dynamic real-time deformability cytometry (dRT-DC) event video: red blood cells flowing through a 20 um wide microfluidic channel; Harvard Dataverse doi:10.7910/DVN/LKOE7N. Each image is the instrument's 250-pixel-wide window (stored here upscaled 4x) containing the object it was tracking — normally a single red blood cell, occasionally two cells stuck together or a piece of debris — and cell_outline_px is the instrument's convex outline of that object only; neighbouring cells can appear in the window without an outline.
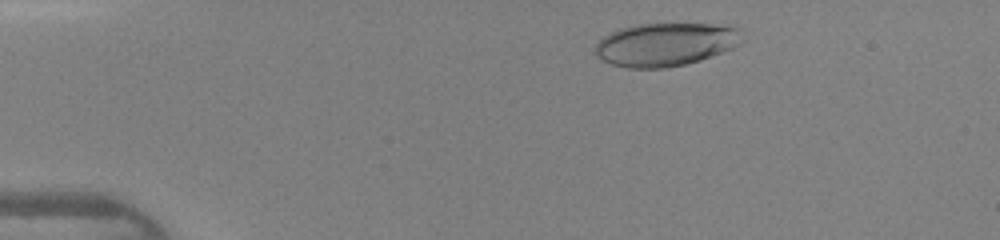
{"species": "human", "species_latin": "Homo sapiens", "temperature_condition": "warm", "stored_images_in_passage": 42, "camera_frame_rate_fps": 3000, "um_per_image_px": 0.085, "donor": {"sex": "female"}, "frame": {"image": 1, "passage_image": 4, "time_ms": 1.0, "image_size_px": [1000, 240], "cell_outline_px": [[744, 40], [732, 48], [700, 60], [684, 64], [664, 68], [628, 68], [612, 64], [596, 56], [592, 52], [592, 48], [604, 36], [620, 28], [636, 24], [736, 24]], "centroid_in_image_um": [56.58, 3.76], "position_along_channel_um": 28.4, "area_um2": 37.28}}
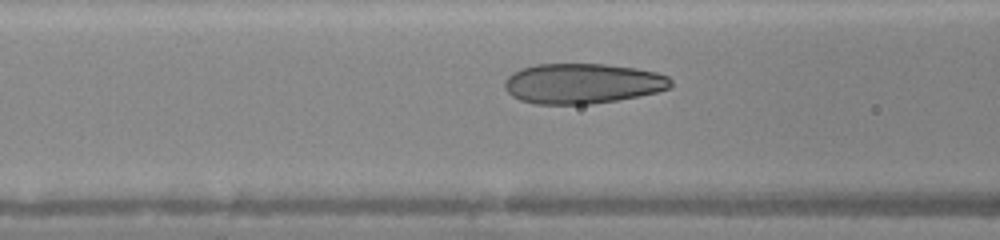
{"frame": {"image": 2, "passage_image": 15, "time_ms": 4.667, "image_size_px": [1000, 240], "cell_outline_px": [[672, 88], [640, 96], [592, 104], [536, 104], [520, 100], [512, 96], [504, 88], [504, 80], [512, 72], [520, 68], [536, 64], [604, 64], [636, 68], [656, 72], [668, 76], [672, 80]], "centroid_in_image_um": [49.51, 7.09], "position_along_channel_um": 117.1, "area_um2": 39.25}}
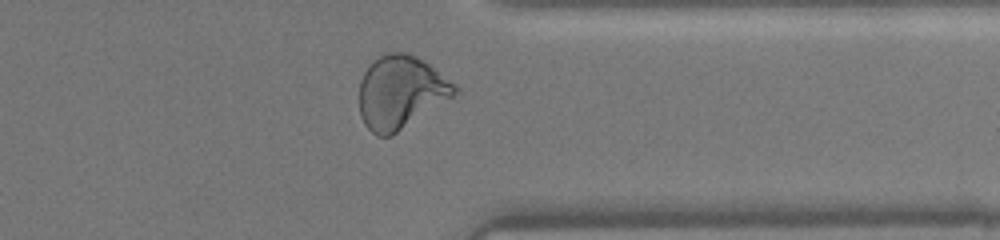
{"frame": {"image": 3, "passage_image": 33, "time_ms": 10.667, "image_size_px": [1000, 240], "cell_outline_px": [[460, 88], [452, 96], [392, 136], [376, 136], [364, 124], [360, 116], [360, 80], [368, 64], [372, 60], [388, 52], [408, 52], [416, 56], [428, 64], [456, 84]], "centroid_in_image_um": [34.02, 7.82], "position_along_channel_um": 377.4, "area_um2": 40.34}, "authors_computed_cell_mechanics": {"area_um2": 38.3503, "velocity_mm_per_s": 4.3664, "shape_relaxation_time_tau1_ms": 4.8619, "shape_relaxation_time_tau2_ms": null, "deformation_change_tau1": 0.2167, "deformation_change_tau2": null}}